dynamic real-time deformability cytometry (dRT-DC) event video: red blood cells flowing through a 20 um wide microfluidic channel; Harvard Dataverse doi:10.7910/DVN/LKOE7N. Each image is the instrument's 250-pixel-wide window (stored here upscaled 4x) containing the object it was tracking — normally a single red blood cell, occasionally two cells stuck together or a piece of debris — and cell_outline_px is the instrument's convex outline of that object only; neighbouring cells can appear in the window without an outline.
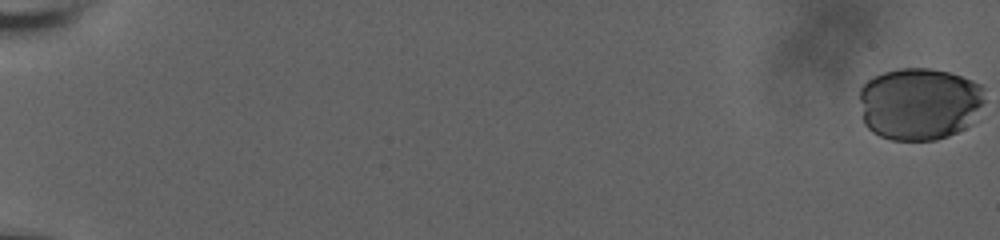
{"species": "human", "species_latin": "Homo sapiens", "temperature_condition": "room temperature", "stored_images_in_passage": 16, "camera_frame_rate_fps": 3000, "um_per_image_px": 0.085, "donor": {"sex": "male"}, "frame": {"image": 1, "passage_image": 1, "time_ms": 0.0, "image_size_px": [1000, 240], "cell_outline_px": [[984, 100], [972, 124], [948, 136], [936, 140], [892, 140], [880, 136], [872, 132], [864, 124], [860, 100], [860, 88], [868, 80], [884, 72], [900, 68], [932, 68], [948, 72], [972, 80], [980, 84], [984, 88]], "centroid_in_image_um": [78.16, 8.82], "position_along_channel_um": 6.8, "area_um2": 53.12}}
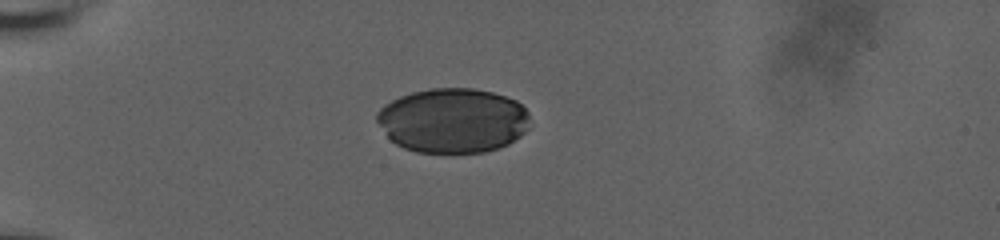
{"frame": {"image": 2, "passage_image": 10, "time_ms": 3.0, "image_size_px": [1000, 240], "cell_outline_px": [[528, 128], [520, 136], [508, 144], [500, 148], [484, 152], [416, 152], [404, 148], [396, 144], [388, 136], [376, 120], [376, 112], [384, 104], [400, 96], [412, 92], [432, 88], [472, 88], [492, 92], [516, 100], [528, 112]], "centroid_in_image_um": [38.49, 10.24], "position_along_channel_um": 46.5, "area_um2": 57.63}}
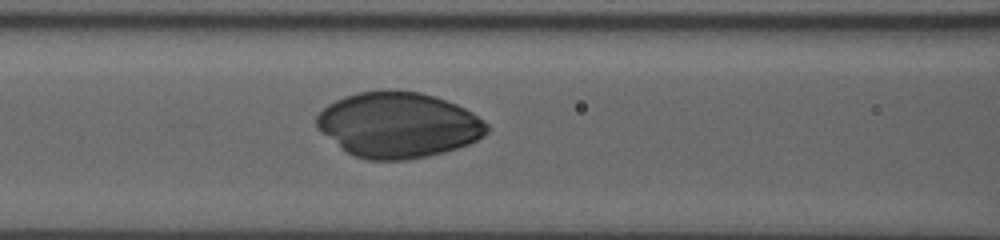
{"frame": {"image": 3, "passage_image": 16, "time_ms": 5.0, "image_size_px": [1000, 240], "cell_outline_px": [[488, 132], [484, 136], [468, 144], [444, 152], [428, 156], [408, 160], [368, 160], [352, 156], [340, 148], [316, 128], [316, 116], [328, 104], [344, 96], [356, 92], [388, 88], [396, 88], [420, 92], [436, 96], [456, 104], [472, 112], [484, 120], [488, 124]], "centroid_in_image_um": [33.83, 10.6], "position_along_channel_um": 132.8, "area_um2": 65.83}}